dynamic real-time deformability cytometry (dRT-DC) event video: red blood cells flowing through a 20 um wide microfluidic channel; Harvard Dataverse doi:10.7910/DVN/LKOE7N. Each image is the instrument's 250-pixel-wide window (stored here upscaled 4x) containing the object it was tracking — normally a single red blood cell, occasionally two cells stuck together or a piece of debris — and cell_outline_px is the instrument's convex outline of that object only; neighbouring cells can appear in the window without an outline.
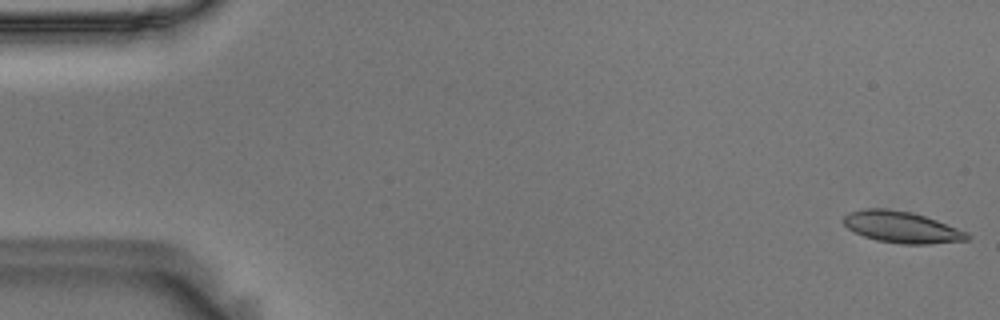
{"species": "Egyptian fruit bat (a non-hibernating species)", "species_latin": "Rousettus aegyptiacus", "temperature_condition": "room temperature", "stored_images_in_passage": 55, "camera_frame_rate_fps": 3000, "um_per_image_px": 0.085, "animal": {"sex": "male"}, "frame": {"image": 1, "passage_image": 1, "time_ms": 0.0, "image_size_px": [1000, 320], "cell_outline_px": [[972, 236], [968, 240], [928, 244], [904, 244], [876, 240], [852, 232], [840, 220], [848, 212], [864, 208], [884, 208], [912, 212], [936, 220], [968, 232]], "centroid_in_image_um": [76.61, 19.3], "position_along_channel_um": 8.4, "area_um2": 22.83}}
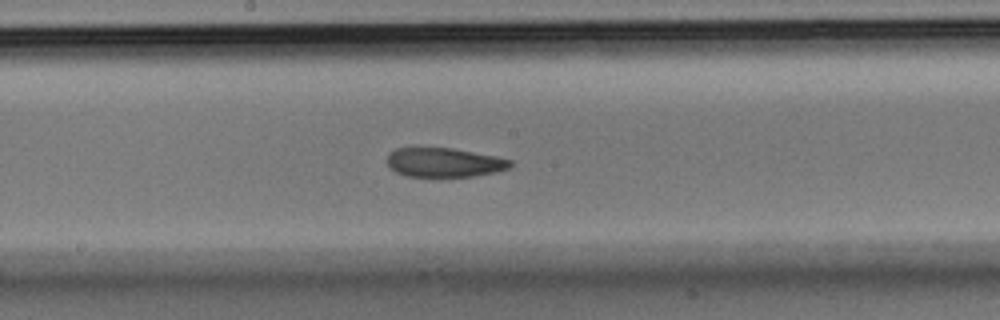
{"frame": {"image": 2, "passage_image": 29, "time_ms": 9.333, "image_size_px": [1000, 320], "cell_outline_px": [[512, 164], [508, 168], [496, 172], [472, 176], [408, 176], [396, 172], [388, 164], [388, 152], [396, 148], [452, 148], [496, 156], [512, 160]], "centroid_in_image_um": [37.77, 13.8], "position_along_channel_um": 210.4, "area_um2": 20.75}}
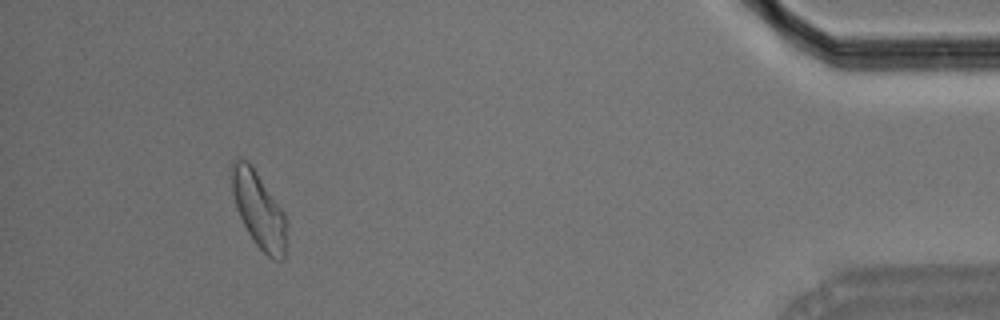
{"frame": {"image": 3, "passage_image": 51, "time_ms": 16.667, "image_size_px": [1000, 320], "cell_outline_px": [[284, 260], [276, 260], [268, 256], [256, 244], [248, 232], [236, 208], [232, 192], [232, 160], [236, 156], [248, 160], [252, 164], [284, 212]], "centroid_in_image_um": [21.95, 17.75], "position_along_channel_um": 413.3, "area_um2": 23.81}, "authors_computed_cell_mechanics": {"area_um2": 22.7154, "velocity_mm_per_s": 3.6232, "shape_relaxation_time_tau1_ms": null, "shape_relaxation_time_tau2_ms": 2.9202, "deformation_change_tau1": null, "deformation_change_tau2": 0.0911}}